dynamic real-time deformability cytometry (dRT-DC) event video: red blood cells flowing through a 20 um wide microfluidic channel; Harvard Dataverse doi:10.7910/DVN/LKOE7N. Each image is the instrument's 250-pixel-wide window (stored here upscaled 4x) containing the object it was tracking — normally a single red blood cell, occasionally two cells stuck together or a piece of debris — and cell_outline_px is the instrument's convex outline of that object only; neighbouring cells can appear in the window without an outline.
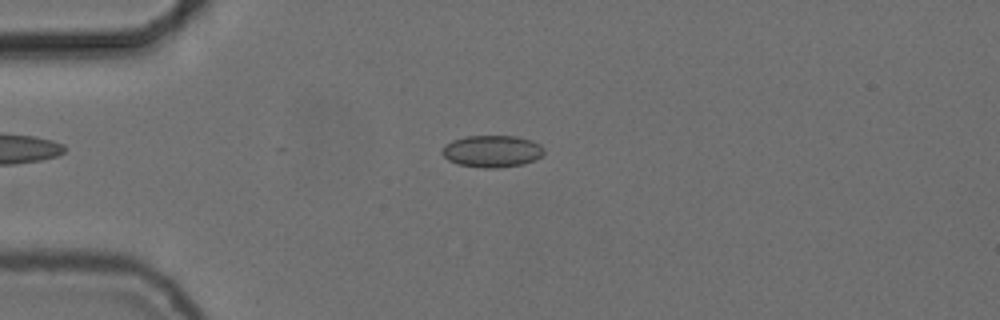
{"species": "common noctule bat (a hibernating species)", "species_latin": "Nyctalus noctula", "temperature_condition": "cold", "stored_images_in_passage": 55, "camera_frame_rate_fps": 3000, "um_per_image_px": 0.085, "animal": {"sex": "female", "body_mass_g": 24.6, "forearm_length_mm": 56.2}, "frame": {"image": 1, "passage_image": 14, "time_ms": 4.333, "image_size_px": [1000, 320], "cell_outline_px": [[544, 152], [536, 160], [524, 164], [496, 168], [484, 168], [456, 164], [448, 160], [440, 152], [444, 144], [452, 140], [464, 136], [516, 136], [532, 140], [540, 144], [544, 148]], "centroid_in_image_um": [41.81, 12.85], "position_along_channel_um": 43.2, "area_um2": 19.25}}
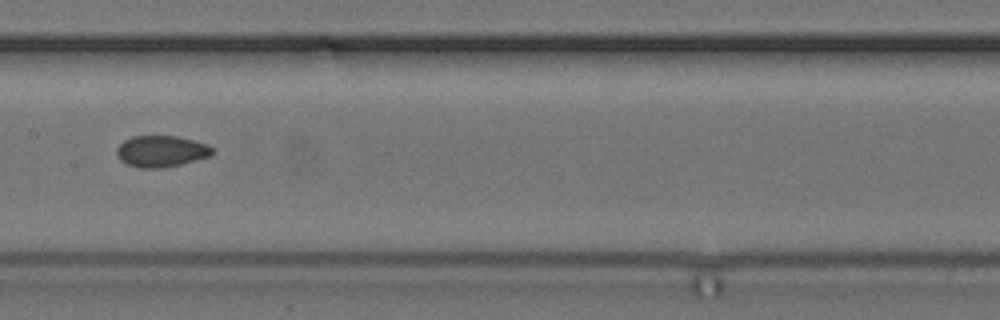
{"frame": {"image": 2, "passage_image": 28, "time_ms": 9.0, "image_size_px": [1000, 320], "cell_outline_px": [[216, 152], [208, 156], [180, 164], [160, 168], [140, 168], [128, 164], [120, 160], [116, 152], [116, 148], [124, 140], [132, 136], [176, 136], [208, 144]], "centroid_in_image_um": [13.69, 12.85], "position_along_channel_um": 193.7, "area_um2": 17.34}}
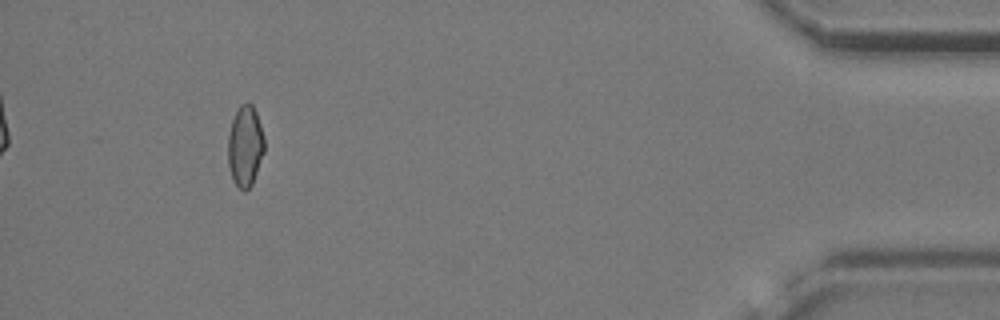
{"frame": {"image": 3, "passage_image": 51, "time_ms": 16.667, "image_size_px": [1000, 320], "cell_outline_px": [[264, 152], [252, 184], [244, 192], [232, 180], [228, 164], [228, 136], [232, 120], [240, 104], [248, 100], [252, 104], [256, 112], [264, 136]], "centroid_in_image_um": [20.83, 12.39], "position_along_channel_um": 414.4, "area_um2": 17.22}, "authors_computed_cell_mechanics": {"area_um2": 17.8024, "velocity_mm_per_s": 3.7338, "shape_relaxation_time_tau1_ms": null, "shape_relaxation_time_tau2_ms": 1.7871, "deformation_change_tau1": null, "deformation_change_tau2": 0.0553}}